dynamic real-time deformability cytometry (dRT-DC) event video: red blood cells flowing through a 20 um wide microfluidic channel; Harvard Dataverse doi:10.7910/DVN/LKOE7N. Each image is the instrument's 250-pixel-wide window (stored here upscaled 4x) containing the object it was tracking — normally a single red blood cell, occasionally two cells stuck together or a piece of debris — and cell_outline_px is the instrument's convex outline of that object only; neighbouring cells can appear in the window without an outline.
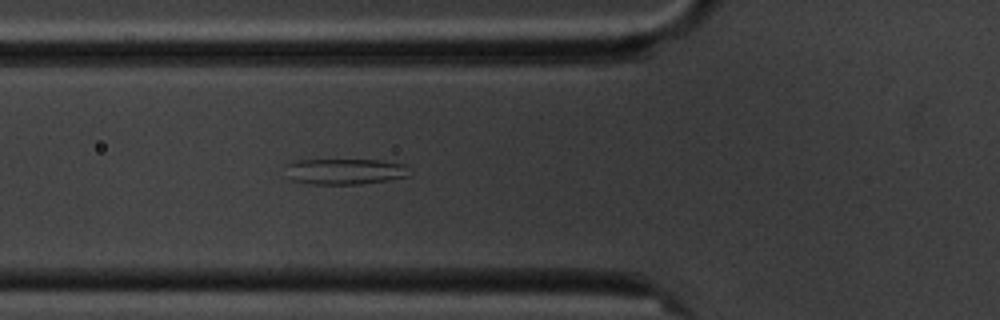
{"species": "common noctule bat (a hibernating species)", "species_latin": "Nyctalus noctula", "temperature_condition": "cold", "stored_images_in_passage": 6, "camera_frame_rate_fps": 3000, "um_per_image_px": 0.085, "animal": {"sex": "male", "body_mass_g": 20.1, "forearm_length_mm": 53.5}, "frame": {"image": 1, "passage_image": 6, "time_ms": 5.667, "image_size_px": [1000, 320], "cell_outline_px": [[412, 172], [408, 176], [388, 180], [360, 184], [312, 184], [292, 180], [288, 176], [288, 164], [296, 160], [380, 160], [404, 164]], "centroid_in_image_um": [29.37, 14.57], "position_along_channel_um": 96.4, "area_um2": 18.55}}